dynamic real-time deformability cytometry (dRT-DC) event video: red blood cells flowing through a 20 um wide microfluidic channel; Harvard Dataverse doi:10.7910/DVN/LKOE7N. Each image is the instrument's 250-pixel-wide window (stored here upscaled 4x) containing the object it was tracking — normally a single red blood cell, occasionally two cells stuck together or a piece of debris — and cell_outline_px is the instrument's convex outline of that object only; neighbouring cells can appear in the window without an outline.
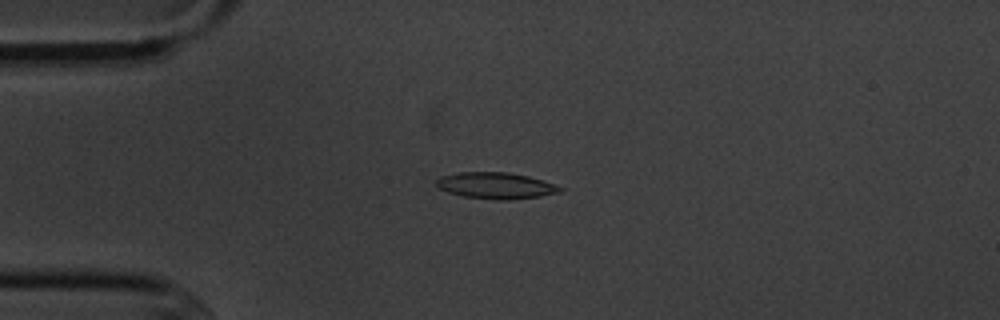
{"species": "common noctule bat (a hibernating species)", "species_latin": "Nyctalus noctula", "temperature_condition": "cold", "stored_images_in_passage": 6, "camera_frame_rate_fps": 3000, "um_per_image_px": 0.085, "animal": {"sex": "male", "body_mass_g": 20.1, "forearm_length_mm": 53.5}, "frame": {"image": 1, "passage_image": 4, "time_ms": 3.333, "image_size_px": [1000, 320], "cell_outline_px": [[564, 188], [560, 192], [540, 196], [504, 200], [500, 200], [464, 196], [448, 192], [440, 188], [436, 184], [436, 180], [440, 176], [460, 172], [508, 172], [528, 176]], "centroid_in_image_um": [42.12, 15.77], "position_along_channel_um": 42.9, "area_um2": 18.67}}
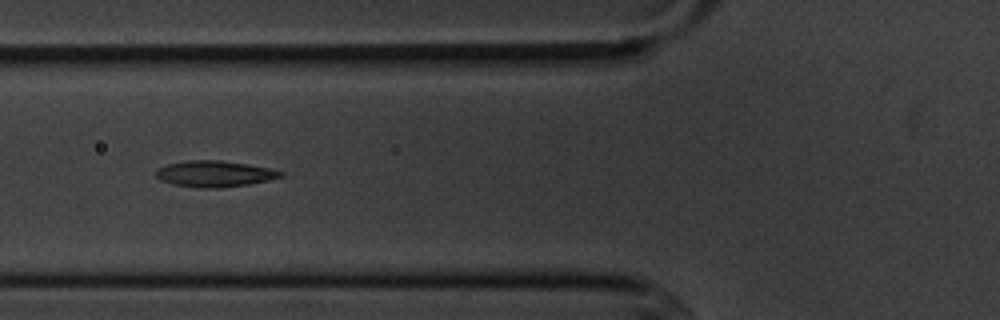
{"frame": {"image": 2, "passage_image": 6, "time_ms": 5.667, "image_size_px": [1000, 320], "cell_outline_px": [[284, 176], [268, 180], [248, 184], [220, 188], [200, 188], [172, 184], [160, 180], [156, 176], [156, 172], [160, 168], [168, 164], [188, 160], [220, 160], [268, 168], [284, 172]], "centroid_in_image_um": [18.23, 14.78], "position_along_channel_um": 107.6, "area_um2": 18.79}}